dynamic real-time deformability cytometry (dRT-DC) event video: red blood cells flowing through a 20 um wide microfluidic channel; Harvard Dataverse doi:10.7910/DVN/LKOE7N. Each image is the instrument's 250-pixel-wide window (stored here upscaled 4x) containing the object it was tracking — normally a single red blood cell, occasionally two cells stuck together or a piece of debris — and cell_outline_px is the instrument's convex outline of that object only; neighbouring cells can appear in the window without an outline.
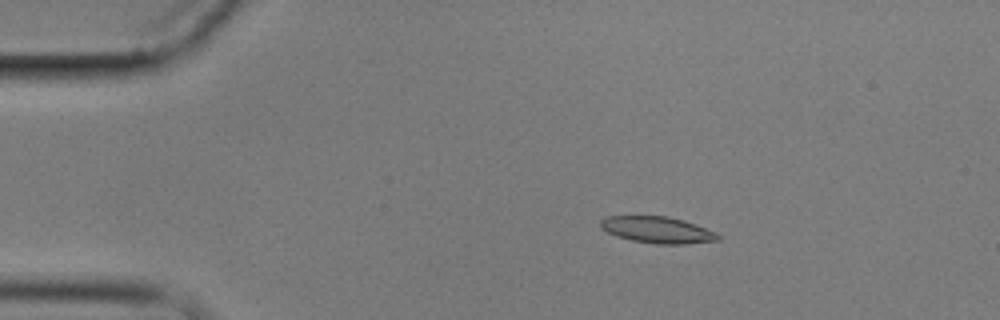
{"species": "common noctule bat (a hibernating species)", "species_latin": "Nyctalus noctula", "temperature_condition": "cold", "stored_images_in_passage": 4, "camera_frame_rate_fps": 3000, "um_per_image_px": 0.085, "animal": {"sex": "male", "body_mass_g": 17.9}, "frame": {"image": 1, "passage_image": 3, "time_ms": 2.333, "image_size_px": [1000, 320], "cell_outline_px": [[720, 240], [684, 244], [656, 244], [632, 240], [616, 236], [600, 228], [600, 220], [604, 216], [668, 216], [684, 220], [696, 224], [716, 232], [720, 236]], "centroid_in_image_um": [55.88, 19.53], "position_along_channel_um": 29.1, "area_um2": 18.26}}